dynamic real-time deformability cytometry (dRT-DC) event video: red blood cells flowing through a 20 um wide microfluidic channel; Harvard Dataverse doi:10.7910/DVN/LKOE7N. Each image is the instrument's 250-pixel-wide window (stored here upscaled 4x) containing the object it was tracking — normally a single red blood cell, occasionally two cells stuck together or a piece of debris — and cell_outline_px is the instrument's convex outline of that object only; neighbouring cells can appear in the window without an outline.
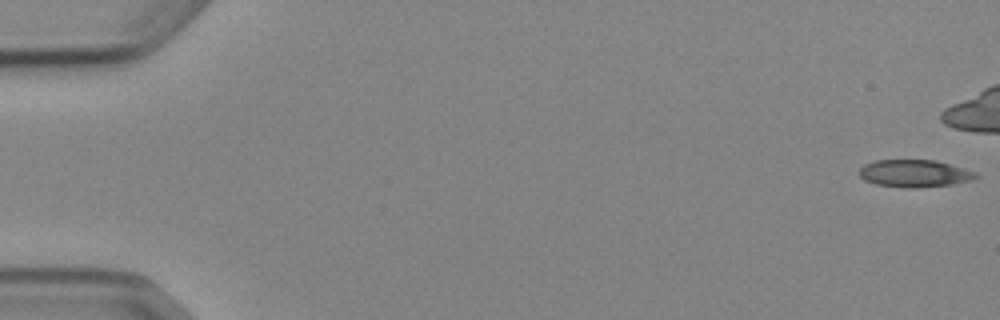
{"species": "Egyptian fruit bat (a non-hibernating species)", "species_latin": "Rousettus aegyptiacus", "temperature_condition": "cold", "stored_images_in_passage": 6, "camera_frame_rate_fps": 3000, "um_per_image_px": 0.085, "animal": {"sex": "female"}, "frame": {"image": 1, "passage_image": 1, "time_ms": 0.0, "image_size_px": [1000, 320], "cell_outline_px": [[980, 176], [972, 180], [952, 184], [916, 188], [904, 188], [876, 184], [864, 180], [860, 176], [860, 168], [864, 164], [876, 160], [936, 160], [964, 168], [976, 172]], "centroid_in_image_um": [77.75, 14.74], "position_along_channel_um": 7.3, "area_um2": 18.67}}